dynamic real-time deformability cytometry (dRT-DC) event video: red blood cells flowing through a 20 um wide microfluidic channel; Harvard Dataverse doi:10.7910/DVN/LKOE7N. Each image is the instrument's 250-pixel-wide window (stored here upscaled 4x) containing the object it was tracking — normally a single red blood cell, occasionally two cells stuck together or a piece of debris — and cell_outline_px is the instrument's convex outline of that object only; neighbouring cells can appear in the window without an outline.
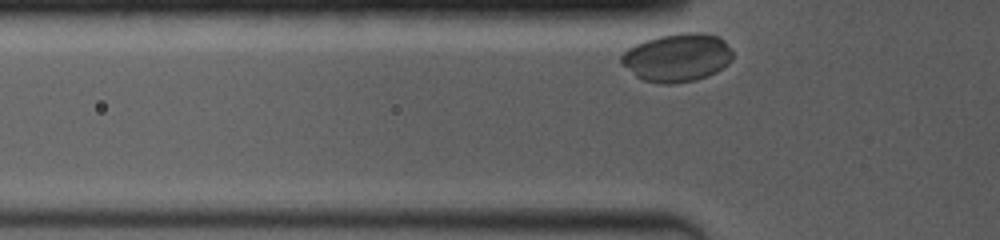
{"species": "common noctule bat (a hibernating species)", "species_latin": "Nyctalus noctula", "temperature_condition": "room temperature", "stored_images_in_passage": 12, "camera_frame_rate_fps": 4000, "um_per_image_px": 0.085, "animal": {"sex": "female", "body_mass_g": 19.0, "forearm_length_mm": 53.3}, "frame": {"image": 1, "passage_image": 2, "time_ms": 0.25, "image_size_px": [1000, 240], "cell_outline_px": [[732, 60], [728, 64], [716, 72], [708, 76], [696, 80], [672, 84], [660, 84], [644, 80], [636, 76], [620, 64], [620, 56], [628, 48], [636, 44], [660, 36], [684, 32], [704, 32], [720, 36], [724, 40], [732, 52]], "centroid_in_image_um": [57.57, 4.89], "position_along_channel_um": 68.2, "area_um2": 31.5}}
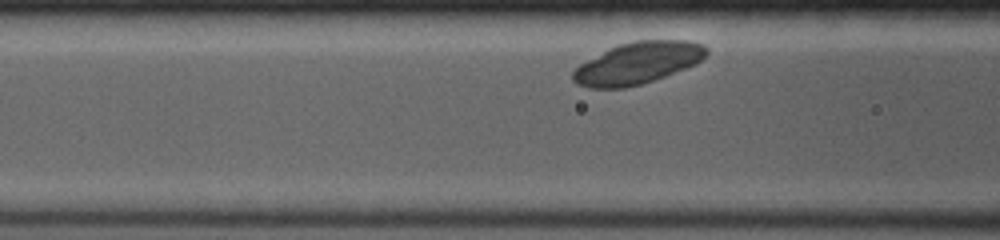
{"frame": {"image": 2, "passage_image": 8, "time_ms": 1.5, "image_size_px": [1000, 240], "cell_outline_px": [[708, 52], [696, 64], [664, 76], [640, 84], [624, 88], [588, 88], [576, 84], [572, 80], [572, 72], [580, 64], [608, 48], [616, 44], [636, 40], [692, 40], [704, 44], [708, 48]], "centroid_in_image_um": [54.19, 5.34], "position_along_channel_um": 112.4, "area_um2": 32.6}}